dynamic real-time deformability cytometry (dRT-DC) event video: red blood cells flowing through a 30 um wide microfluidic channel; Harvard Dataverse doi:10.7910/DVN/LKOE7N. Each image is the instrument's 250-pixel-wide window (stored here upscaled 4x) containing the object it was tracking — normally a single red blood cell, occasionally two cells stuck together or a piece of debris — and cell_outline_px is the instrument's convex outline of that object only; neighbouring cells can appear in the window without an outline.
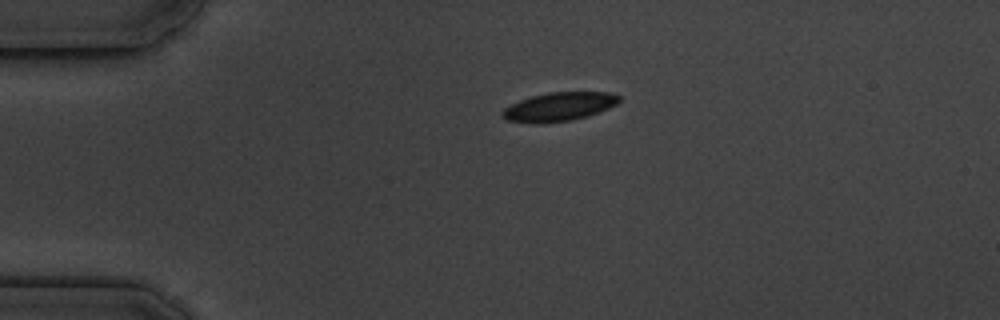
{"species": "common noctule bat (a hibernating species)", "species_latin": "Nyctalus noctula", "temperature_condition": "cold", "stored_images_in_passage": 2, "camera_frame_rate_fps": 3000, "um_per_image_px": 0.085, "animal": {"sex": "male", "body_mass_g": 19.5, "forearm_length_mm": 54.6}, "frame": {"image": 1, "passage_image": 1, "time_ms": 0.0, "image_size_px": [1000, 320], "cell_outline_px": [[620, 100], [616, 104], [608, 108], [588, 116], [572, 120], [544, 124], [532, 124], [508, 120], [500, 116], [500, 112], [504, 108], [520, 100], [532, 96], [548, 92], [612, 92], [620, 96]], "centroid_in_image_um": [47.49, 9.08], "position_along_channel_um": 37.5, "area_um2": 19.77}}